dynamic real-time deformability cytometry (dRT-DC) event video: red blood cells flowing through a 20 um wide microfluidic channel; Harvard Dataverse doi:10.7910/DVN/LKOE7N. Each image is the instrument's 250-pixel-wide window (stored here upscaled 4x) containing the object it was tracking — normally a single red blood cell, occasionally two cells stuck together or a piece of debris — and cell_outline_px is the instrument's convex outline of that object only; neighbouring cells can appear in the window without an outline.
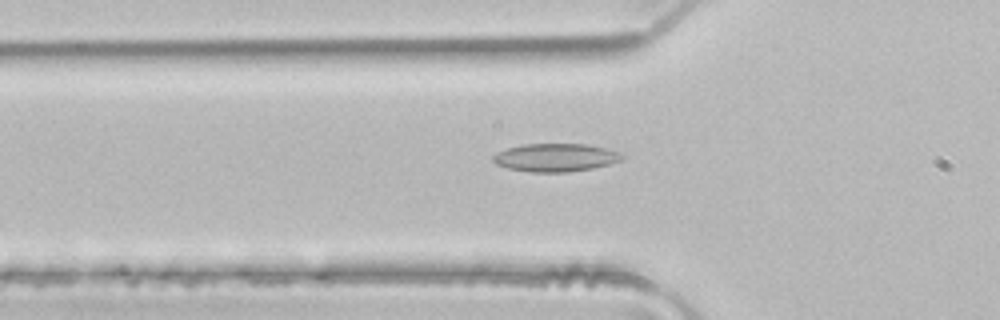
{"species": "common noctule bat (a hibernating species)", "species_latin": "Nyctalus noctula", "temperature_condition": "room temperature", "stored_images_in_passage": 40, "camera_frame_rate_fps": 3000, "um_per_image_px": 0.085, "animal": {"sex": "male", "body_mass_g": 21.5, "forearm_length_mm": 52.0}, "frame": {"image": 1, "passage_image": 7, "time_ms": 2.0, "image_size_px": [1000, 320], "cell_outline_px": [[624, 156], [620, 160], [612, 164], [592, 168], [568, 172], [532, 172], [508, 168], [496, 164], [492, 160], [492, 156], [496, 152], [520, 144], [588, 144], [620, 152]], "centroid_in_image_um": [47.21, 13.39], "position_along_channel_um": 78.6, "area_um2": 21.15}}
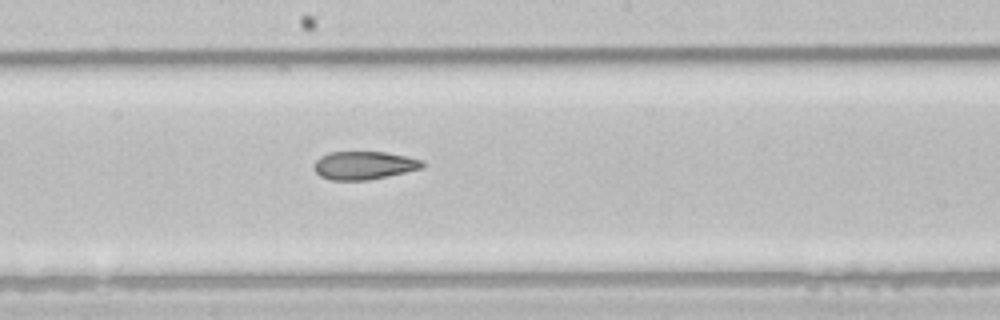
{"frame": {"image": 2, "passage_image": 17, "time_ms": 5.333, "image_size_px": [1000, 320], "cell_outline_px": [[424, 168], [368, 180], [332, 180], [320, 176], [316, 172], [316, 160], [320, 156], [328, 152], [384, 152], [408, 156], [424, 160]], "centroid_in_image_um": [30.98, 14.05], "position_along_channel_um": 217.2, "area_um2": 17.74}}
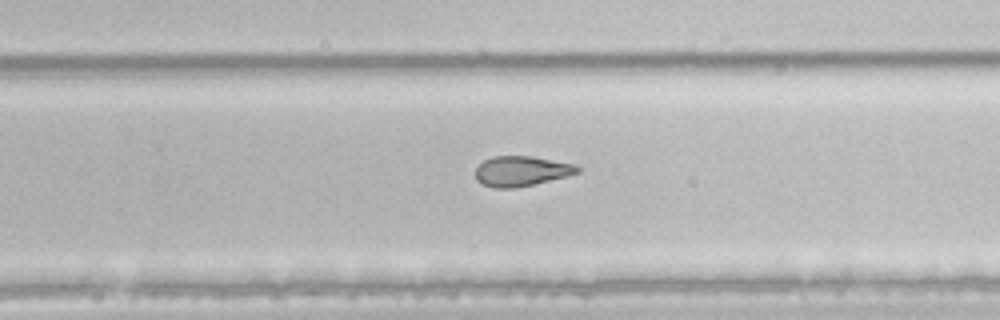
{"frame": {"image": 3, "passage_image": 22, "time_ms": 7.0, "image_size_px": [1000, 320], "cell_outline_px": [[580, 172], [568, 176], [516, 188], [492, 188], [476, 180], [476, 168], [484, 160], [492, 156], [532, 156], [572, 164], [580, 168]], "centroid_in_image_um": [44.3, 14.55], "position_along_channel_um": 285.5, "area_um2": 17.8}, "authors_computed_cell_mechanics": {"area_um2": 19.4208, "velocity_mm_per_s": 4.1196, "shape_relaxation_time_tau1_ms": null, "shape_relaxation_time_tau2_ms": 4.6168, "deformation_change_tau1": null, "deformation_change_tau2": 0.1382}}